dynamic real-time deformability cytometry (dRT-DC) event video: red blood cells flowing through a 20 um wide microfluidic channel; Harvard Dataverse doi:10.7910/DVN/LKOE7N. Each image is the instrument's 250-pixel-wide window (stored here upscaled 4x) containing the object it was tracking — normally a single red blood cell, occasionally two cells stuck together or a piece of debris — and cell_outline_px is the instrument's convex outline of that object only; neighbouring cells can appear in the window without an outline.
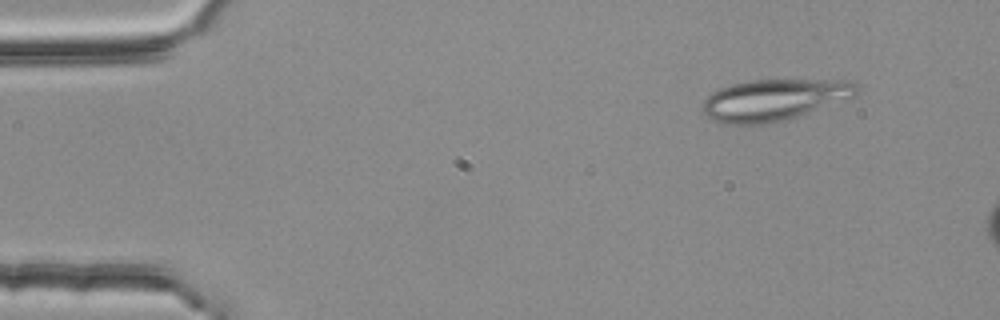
{"species": "common noctule bat (a hibernating species)", "species_latin": "Nyctalus noctula", "temperature_condition": "room temperature", "stored_images_in_passage": 3, "camera_frame_rate_fps": 3000, "um_per_image_px": 0.085, "animal": {"sex": "female", "body_mass_g": 25.1}, "frame": {"image": 1, "passage_image": 1, "time_ms": 0.0, "image_size_px": [1000, 320], "cell_outline_px": [[860, 88], [856, 96], [788, 120], [768, 124], [724, 124], [712, 120], [700, 112], [704, 100], [712, 92], [720, 88], [732, 84], [748, 80], [852, 80], [860, 84]], "centroid_in_image_um": [65.82, 8.49], "position_along_channel_um": 19.2, "area_um2": 37.8}}